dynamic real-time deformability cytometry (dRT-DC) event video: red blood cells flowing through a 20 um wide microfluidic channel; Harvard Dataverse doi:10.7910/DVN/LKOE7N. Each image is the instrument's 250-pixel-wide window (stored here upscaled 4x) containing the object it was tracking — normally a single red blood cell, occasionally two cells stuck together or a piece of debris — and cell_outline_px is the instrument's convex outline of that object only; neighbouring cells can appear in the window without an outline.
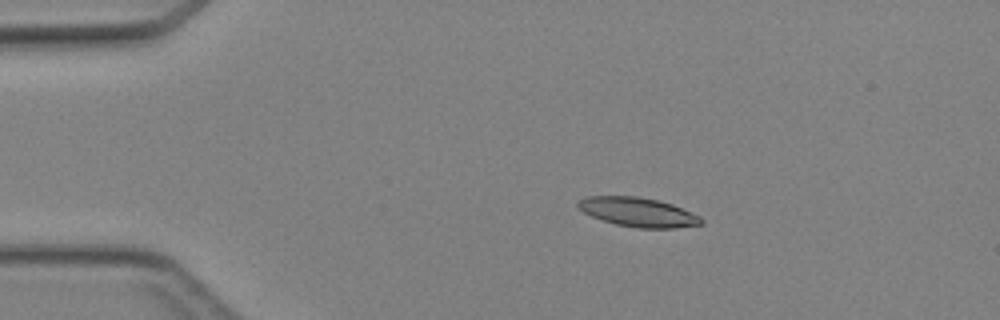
{"species": "Egyptian fruit bat (a non-hibernating species)", "species_latin": "Rousettus aegyptiacus", "temperature_condition": "cold", "stored_images_in_passage": 39, "camera_frame_rate_fps": 3000, "um_per_image_px": 0.085, "animal": {"sex": "female"}, "frame": {"image": 1, "passage_image": 2, "time_ms": 0.333, "image_size_px": [1000, 320], "cell_outline_px": [[704, 224], [676, 228], [636, 228], [616, 224], [592, 216], [584, 212], [576, 204], [576, 200], [588, 196], [640, 196], [660, 200], [672, 204], [700, 216], [704, 220]], "centroid_in_image_um": [54.26, 18.02], "position_along_channel_um": 30.7, "area_um2": 21.1}}
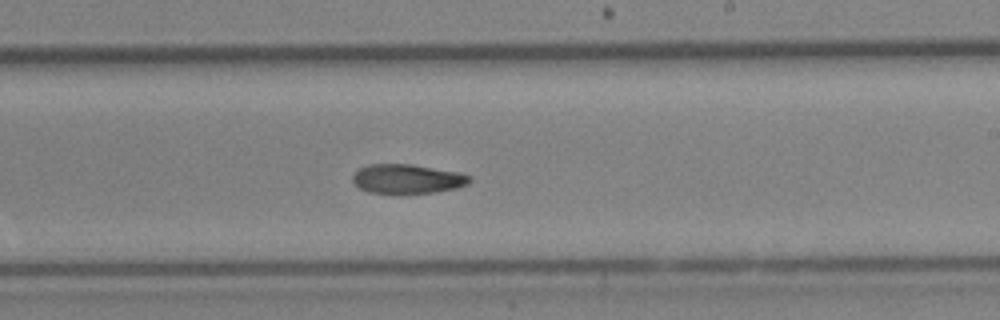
{"frame": {"image": 2, "passage_image": 21, "time_ms": 6.667, "image_size_px": [1000, 320], "cell_outline_px": [[472, 180], [468, 184], [456, 188], [436, 192], [400, 196], [368, 192], [352, 184], [352, 176], [360, 168], [368, 164], [412, 164], [456, 172], [472, 176]], "centroid_in_image_um": [34.59, 15.25], "position_along_channel_um": 254.4, "area_um2": 20.69}}
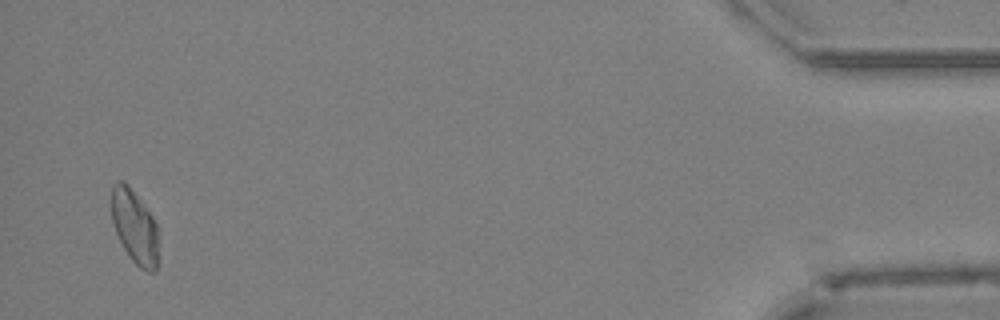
{"frame": {"image": 3, "passage_image": 38, "time_ms": 12.333, "image_size_px": [1000, 320], "cell_outline_px": [[156, 272], [148, 272], [140, 268], [132, 260], [124, 248], [116, 232], [112, 220], [112, 184], [116, 180], [124, 180], [128, 184], [152, 216], [156, 224]], "centroid_in_image_um": [11.41, 19.23], "position_along_channel_um": 423.8, "area_um2": 19.71}}